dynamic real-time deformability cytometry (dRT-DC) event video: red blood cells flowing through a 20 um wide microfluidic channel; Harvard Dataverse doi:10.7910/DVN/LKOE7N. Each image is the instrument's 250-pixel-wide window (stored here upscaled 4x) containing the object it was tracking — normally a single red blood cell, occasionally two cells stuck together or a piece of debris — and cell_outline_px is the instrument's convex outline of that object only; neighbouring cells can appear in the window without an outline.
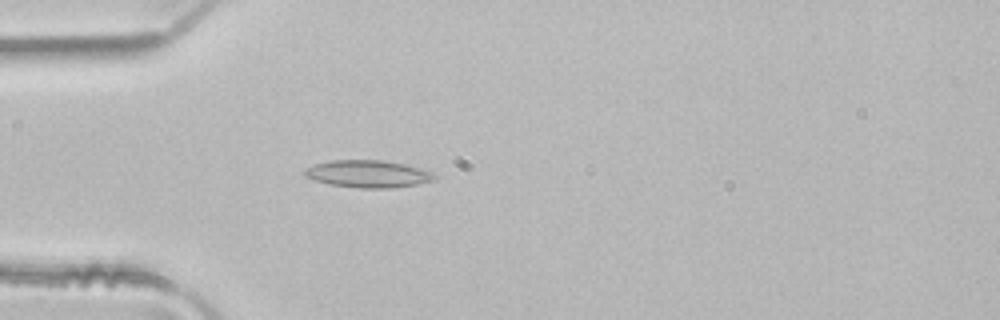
{"species": "common noctule bat (a hibernating species)", "species_latin": "Nyctalus noctula", "temperature_condition": "room temperature", "stored_images_in_passage": 4, "camera_frame_rate_fps": 3000, "um_per_image_px": 0.085, "animal": {"sex": "male", "body_mass_g": 21.5, "forearm_length_mm": 52.0}, "frame": {"image": 1, "passage_image": 4, "time_ms": 1.0, "image_size_px": [1000, 320], "cell_outline_px": [[436, 180], [416, 184], [388, 188], [360, 188], [332, 184], [316, 180], [304, 176], [304, 168], [316, 164], [332, 160], [384, 160], [404, 164], [428, 172], [436, 176]], "centroid_in_image_um": [31.24, 14.77], "position_along_channel_um": 53.8, "area_um2": 20.23}}